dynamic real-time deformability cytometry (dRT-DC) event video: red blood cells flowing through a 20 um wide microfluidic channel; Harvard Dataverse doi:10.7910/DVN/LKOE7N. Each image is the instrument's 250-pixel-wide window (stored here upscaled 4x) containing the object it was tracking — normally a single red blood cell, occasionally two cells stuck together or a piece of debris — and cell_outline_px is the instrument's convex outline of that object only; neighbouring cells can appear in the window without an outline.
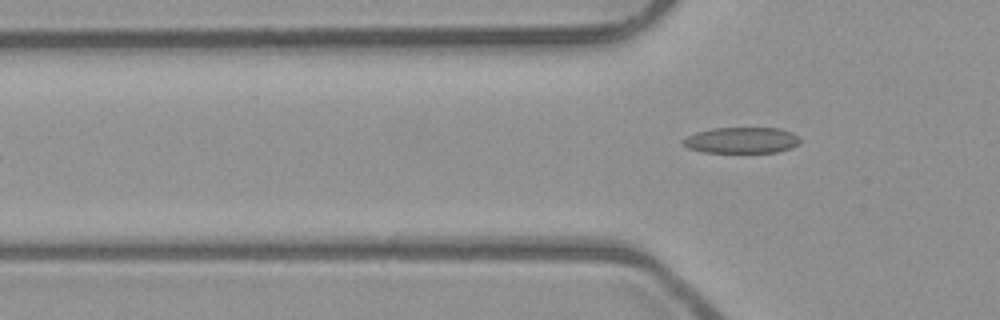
{"species": "common noctule bat (a hibernating species)", "species_latin": "Nyctalus noctula", "temperature_condition": "room temperature", "stored_images_in_passage": 5, "camera_frame_rate_fps": 3000, "um_per_image_px": 0.085, "animal": {"sex": "male", "body_mass_g": 23.1, "forearm_length_mm": 52.7}, "frame": {"image": 1, "passage_image": 5, "time_ms": 1.333, "image_size_px": [1000, 320], "cell_outline_px": [[800, 140], [792, 148], [776, 152], [704, 152], [688, 148], [680, 140], [696, 132], [712, 128], [780, 128], [792, 132]], "centroid_in_image_um": [63.01, 11.91], "position_along_channel_um": 62.8, "area_um2": 17.63}}